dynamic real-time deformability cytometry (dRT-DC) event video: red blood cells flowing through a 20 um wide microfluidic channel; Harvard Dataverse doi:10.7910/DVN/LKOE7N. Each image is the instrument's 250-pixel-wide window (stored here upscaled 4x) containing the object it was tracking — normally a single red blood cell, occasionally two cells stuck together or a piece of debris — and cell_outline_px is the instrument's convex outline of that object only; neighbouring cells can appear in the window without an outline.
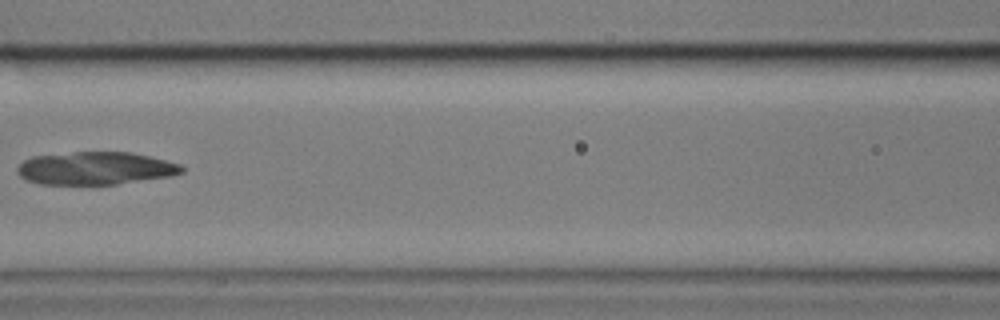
{"species": "common noctule bat (a hibernating species)", "species_latin": "Nyctalus noctula", "temperature_condition": "cold", "stored_images_in_passage": 6, "camera_frame_rate_fps": 3000, "um_per_image_px": 0.085, "animal": {"sex": "male", "body_mass_g": 17.9}, "frame": {"image": 1, "passage_image": 4, "time_ms": 3.667, "image_size_px": [1000, 320], "cell_outline_px": [[184, 172], [172, 176], [116, 184], [40, 184], [24, 180], [16, 172], [16, 168], [24, 160], [32, 156], [72, 152], [132, 152], [180, 164], [184, 168]], "centroid_in_image_um": [8.08, 14.3], "position_along_channel_um": 158.5, "area_um2": 31.56}}